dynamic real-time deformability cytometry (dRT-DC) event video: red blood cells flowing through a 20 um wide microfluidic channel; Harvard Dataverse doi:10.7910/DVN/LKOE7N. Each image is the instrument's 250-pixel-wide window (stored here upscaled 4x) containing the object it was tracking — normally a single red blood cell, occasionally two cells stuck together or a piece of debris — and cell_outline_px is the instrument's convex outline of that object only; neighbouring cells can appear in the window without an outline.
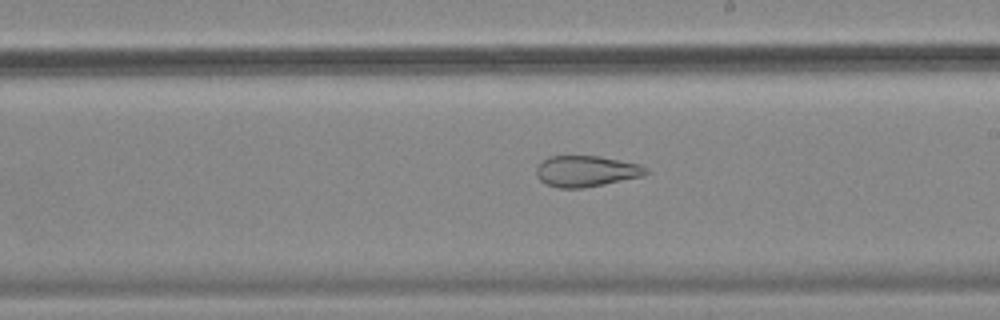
{"species": "common noctule bat (a hibernating species)", "species_latin": "Nyctalus noctula", "temperature_condition": "cold", "stored_images_in_passage": 56, "camera_frame_rate_fps": 3000, "um_per_image_px": 0.085, "animal": {"sex": "female", "body_mass_g": 18.4}, "frame": {"image": 1, "passage_image": 32, "time_ms": 10.333, "image_size_px": [1000, 320], "cell_outline_px": [[648, 172], [644, 176], [584, 188], [560, 188], [544, 184], [536, 176], [536, 168], [548, 156], [600, 156], [640, 164], [648, 168]], "centroid_in_image_um": [49.83, 14.55], "position_along_channel_um": 239.2, "area_um2": 19.94}}
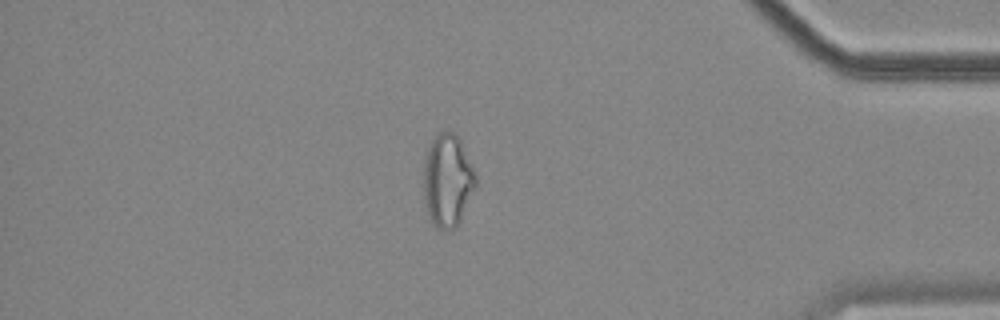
{"frame": {"image": 2, "passage_image": 48, "time_ms": 15.667, "image_size_px": [1000, 320], "cell_outline_px": [[476, 188], [460, 220], [452, 232], [448, 232], [436, 228], [428, 220], [424, 196], [424, 156], [436, 132], [444, 128], [456, 132], [460, 140], [476, 176]], "centroid_in_image_um": [38.02, 15.34], "position_along_channel_um": 397.2, "area_um2": 28.78}, "authors_computed_cell_mechanics": {"area_um2": 28.0908, "velocity_mm_per_s": 3.5611, "shape_relaxation_time_tau1_ms": null, "shape_relaxation_time_tau2_ms": 1.883, "deformation_change_tau1": null, "deformation_change_tau2": 0.0952}}